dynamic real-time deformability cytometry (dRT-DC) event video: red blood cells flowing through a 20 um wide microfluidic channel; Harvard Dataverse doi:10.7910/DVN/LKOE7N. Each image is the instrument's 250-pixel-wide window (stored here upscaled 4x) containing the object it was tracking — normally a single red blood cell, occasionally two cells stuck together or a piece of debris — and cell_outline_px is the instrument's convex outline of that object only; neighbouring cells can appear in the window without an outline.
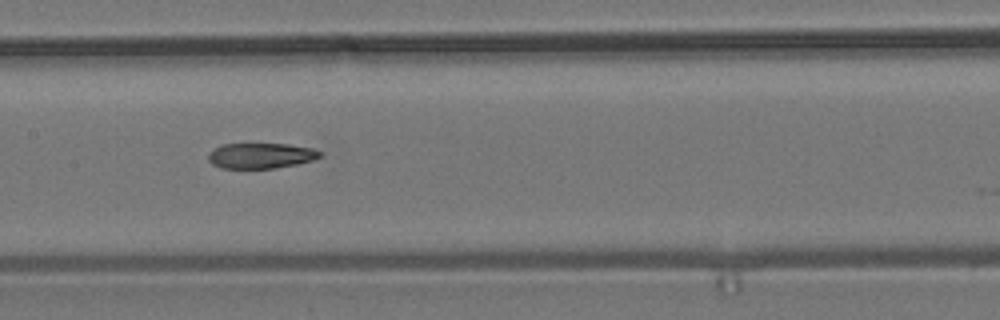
{"species": "common noctule bat (a hibernating species)", "species_latin": "Nyctalus noctula", "temperature_condition": "room temperature", "stored_images_in_passage": 9, "camera_frame_rate_fps": 3000, "um_per_image_px": 0.085, "animal": {"sex": "male", "body_mass_g": 19.2, "forearm_length_mm": 51.8}, "frame": {"image": 1, "passage_image": 8, "time_ms": 9.0, "image_size_px": [1000, 320], "cell_outline_px": [[324, 156], [312, 160], [296, 164], [276, 168], [220, 168], [212, 164], [208, 160], [208, 152], [212, 148], [224, 144], [288, 144], [312, 148], [324, 152]], "centroid_in_image_um": [22.18, 13.23], "position_along_channel_um": 185.2, "area_um2": 16.76}}
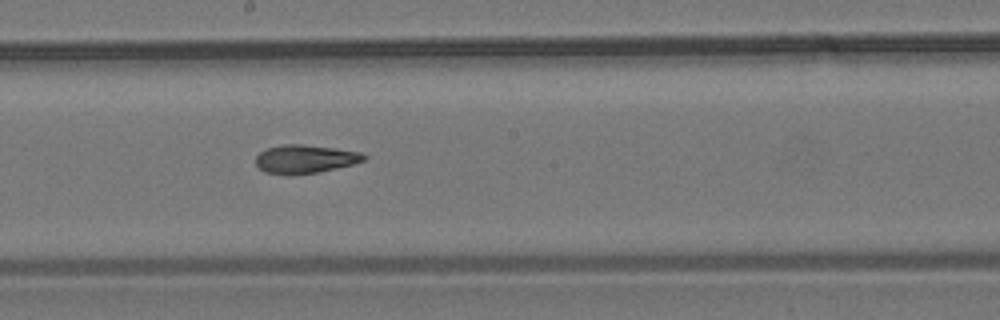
{"frame": {"image": 2, "passage_image": 9, "time_ms": 10.0, "image_size_px": [1000, 320], "cell_outline_px": [[368, 156], [364, 160], [352, 164], [336, 168], [316, 172], [264, 172], [256, 164], [256, 156], [260, 152], [268, 148], [284, 144], [304, 144], [336, 148], [360, 152]], "centroid_in_image_um": [25.97, 13.47], "position_along_channel_um": 222.2, "area_um2": 17.22}}